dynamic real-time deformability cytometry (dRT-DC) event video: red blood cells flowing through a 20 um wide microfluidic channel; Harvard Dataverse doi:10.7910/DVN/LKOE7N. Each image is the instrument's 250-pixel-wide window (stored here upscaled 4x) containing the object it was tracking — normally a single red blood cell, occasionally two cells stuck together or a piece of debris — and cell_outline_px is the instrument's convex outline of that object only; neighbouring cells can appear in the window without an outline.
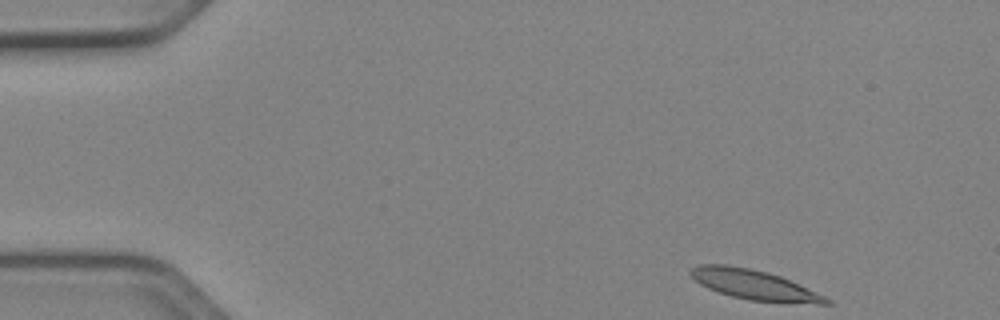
{"species": "Egyptian fruit bat (a non-hibernating species)", "species_latin": "Rousettus aegyptiacus", "temperature_condition": "cold", "stored_images_in_passage": 47, "camera_frame_rate_fps": 3000, "um_per_image_px": 0.085, "animal": {"sex": "female"}, "frame": {"image": 1, "passage_image": 1, "time_ms": 0.0, "image_size_px": [1000, 320], "cell_outline_px": [[832, 304], [816, 304], [748, 300], [732, 296], [708, 288], [700, 284], [688, 272], [692, 268], [700, 264], [728, 264], [768, 272], [780, 276], [824, 296], [832, 300]], "centroid_in_image_um": [64.09, 24.2], "position_along_channel_um": 20.9, "area_um2": 23.29}}
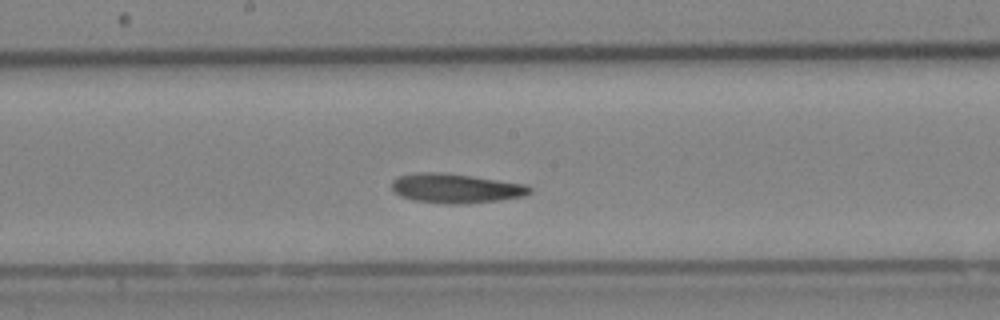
{"frame": {"image": 2, "passage_image": 23, "time_ms": 7.333, "image_size_px": [1000, 320], "cell_outline_px": [[532, 192], [524, 196], [500, 200], [468, 204], [444, 204], [412, 200], [400, 196], [392, 188], [392, 180], [400, 176], [420, 172], [440, 172], [528, 184], [532, 188]], "centroid_in_image_um": [38.77, 16.02], "position_along_channel_um": 209.4, "area_um2": 23.76}}
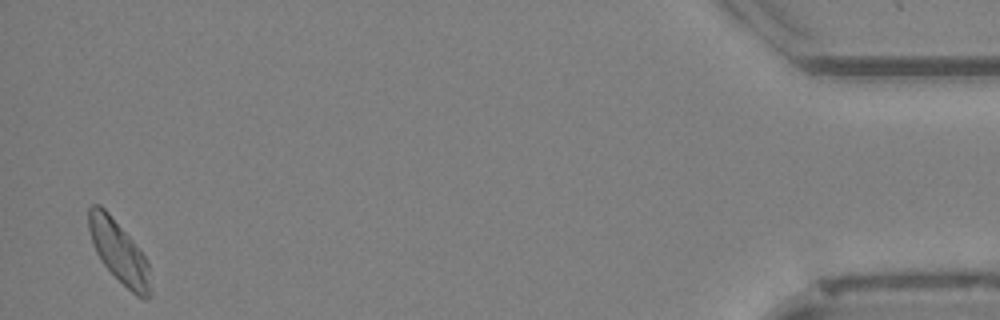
{"frame": {"image": 3, "passage_image": 46, "time_ms": 15.0, "image_size_px": [1000, 320], "cell_outline_px": [[152, 296], [148, 300], [144, 300], [136, 296], [104, 264], [96, 252], [88, 228], [88, 208], [92, 204], [100, 204], [108, 212], [140, 248], [148, 264], [152, 288]], "centroid_in_image_um": [10.15, 21.42], "position_along_channel_um": 425.1, "area_um2": 22.31}, "authors_computed_cell_mechanics": {"area_um2": 22.8888, "velocity_mm_per_s": 3.8883, "shape_relaxation_time_tau1_ms": 9.8912, "shape_relaxation_time_tau2_ms": 4.6462, "deformation_change_tau1": 0.201, "deformation_change_tau2": 0.0985}}